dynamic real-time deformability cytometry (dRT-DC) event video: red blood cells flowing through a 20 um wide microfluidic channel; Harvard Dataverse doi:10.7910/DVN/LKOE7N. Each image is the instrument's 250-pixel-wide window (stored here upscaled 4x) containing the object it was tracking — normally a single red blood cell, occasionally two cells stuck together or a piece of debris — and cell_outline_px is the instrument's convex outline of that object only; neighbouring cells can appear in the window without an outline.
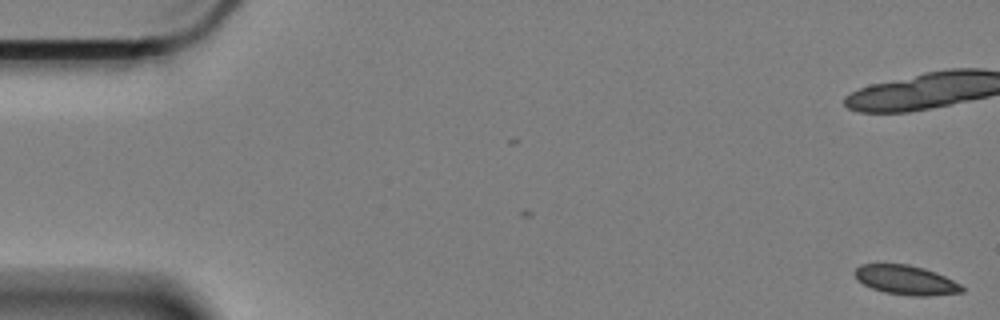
{"species": "Egyptian fruit bat (a non-hibernating species)", "species_latin": "Rousettus aegyptiacus", "temperature_condition": "cold", "stored_images_in_passage": 22, "camera_frame_rate_fps": 3000, "um_per_image_px": 0.085, "animal": {"sex": "female"}, "frame": {"image": 1, "passage_image": 1, "time_ms": 0.0, "image_size_px": [1000, 320], "cell_outline_px": [[964, 292], [928, 296], [908, 296], [884, 292], [872, 288], [856, 280], [852, 272], [860, 264], [908, 264], [924, 268], [936, 272], [960, 284], [964, 288]], "centroid_in_image_um": [76.97, 23.8], "position_along_channel_um": 8.0, "area_um2": 18.5}}